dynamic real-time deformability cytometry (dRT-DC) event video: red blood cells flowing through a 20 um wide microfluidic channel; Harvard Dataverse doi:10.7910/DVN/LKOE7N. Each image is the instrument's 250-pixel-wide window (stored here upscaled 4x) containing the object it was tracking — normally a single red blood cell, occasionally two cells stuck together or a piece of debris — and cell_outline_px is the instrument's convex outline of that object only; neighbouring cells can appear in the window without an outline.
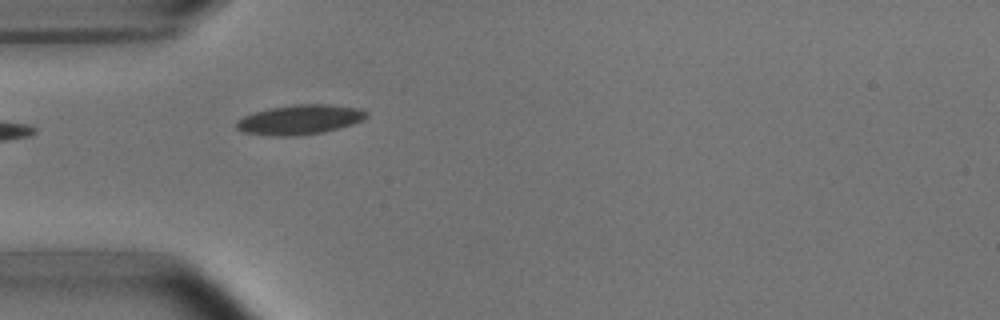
{"species": "common noctule bat (a hibernating species)", "species_latin": "Nyctalus noctula", "temperature_condition": "room temperature", "stored_images_in_passage": 4, "camera_frame_rate_fps": 3000, "um_per_image_px": 0.085, "animal": {"sex": "male", "body_mass_g": 15.6}, "frame": {"image": 1, "passage_image": 4, "time_ms": 3.667, "image_size_px": [1000, 320], "cell_outline_px": [[368, 116], [364, 120], [352, 124], [324, 132], [292, 136], [272, 136], [244, 132], [236, 128], [236, 120], [244, 116], [256, 112], [272, 108], [296, 104], [328, 104], [360, 108], [368, 112]], "centroid_in_image_um": [25.52, 10.17], "position_along_channel_um": 59.5, "area_um2": 22.43}}